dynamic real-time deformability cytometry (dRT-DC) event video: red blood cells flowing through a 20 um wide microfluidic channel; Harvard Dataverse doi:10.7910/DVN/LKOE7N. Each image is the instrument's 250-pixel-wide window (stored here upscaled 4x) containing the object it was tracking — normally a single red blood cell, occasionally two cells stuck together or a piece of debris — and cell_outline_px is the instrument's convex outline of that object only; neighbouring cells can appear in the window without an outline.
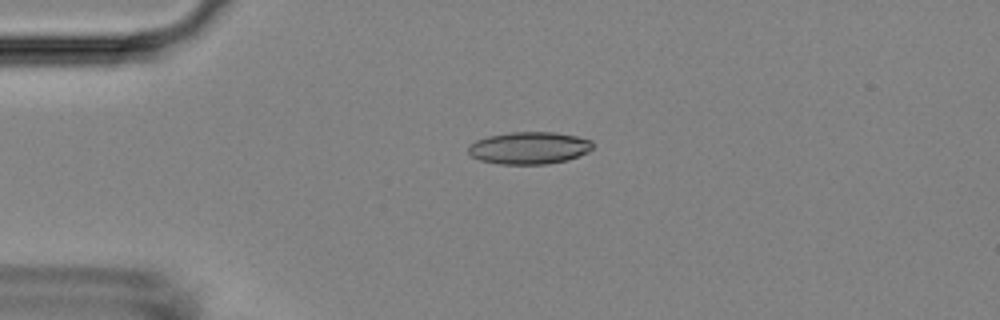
{"species": "Egyptian fruit bat (a non-hibernating species)", "species_latin": "Rousettus aegyptiacus", "temperature_condition": "room temperature", "stored_images_in_passage": 41, "camera_frame_rate_fps": 3000, "um_per_image_px": 0.085, "animal": {"sex": "female"}, "frame": {"image": 1, "passage_image": 1, "time_ms": 0.0, "image_size_px": [1000, 320], "cell_outline_px": [[592, 148], [588, 152], [568, 160], [548, 164], [500, 164], [480, 160], [472, 156], [468, 152], [468, 144], [476, 140], [488, 136], [508, 132], [556, 132], [576, 136], [592, 140]], "centroid_in_image_um": [44.97, 12.57], "position_along_channel_um": 40.0, "area_um2": 23.52}}
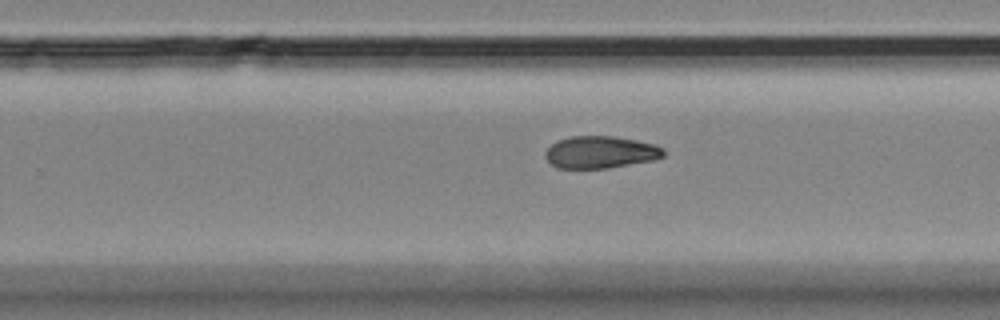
{"frame": {"image": 2, "passage_image": 22, "time_ms": 7.0, "image_size_px": [1000, 320], "cell_outline_px": [[664, 156], [656, 160], [608, 168], [556, 168], [544, 156], [544, 152], [556, 140], [572, 136], [612, 136], [636, 140], [656, 144], [664, 148]], "centroid_in_image_um": [51.06, 12.93], "position_along_channel_um": 278.7, "area_um2": 22.37}}
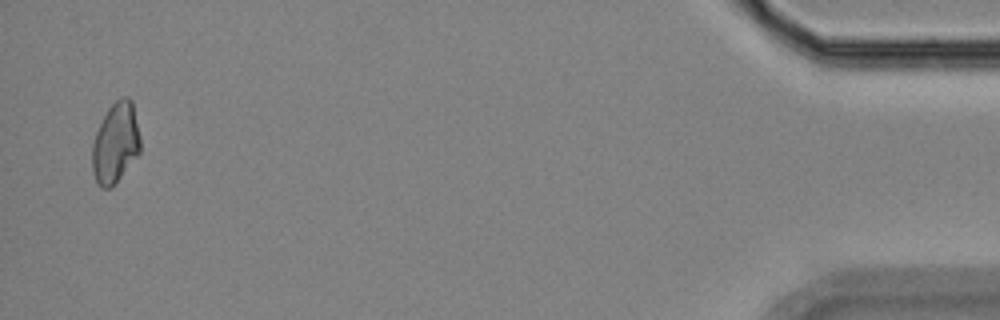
{"frame": {"image": 3, "passage_image": 40, "time_ms": 13.0, "image_size_px": [1000, 320], "cell_outline_px": [[140, 152], [116, 184], [112, 188], [100, 188], [92, 172], [92, 144], [96, 132], [108, 108], [120, 96], [128, 96], [132, 100], [140, 136]], "centroid_in_image_um": [9.82, 12.17], "position_along_channel_um": 425.4, "area_um2": 22.77}, "authors_computed_cell_mechanics": {"area_um2": 22.7732, "velocity_mm_per_s": 3.8013, "shape_relaxation_time_tau1_ms": null, "shape_relaxation_time_tau2_ms": 8.2933, "deformation_change_tau1": null, "deformation_change_tau2": 0.1487}}